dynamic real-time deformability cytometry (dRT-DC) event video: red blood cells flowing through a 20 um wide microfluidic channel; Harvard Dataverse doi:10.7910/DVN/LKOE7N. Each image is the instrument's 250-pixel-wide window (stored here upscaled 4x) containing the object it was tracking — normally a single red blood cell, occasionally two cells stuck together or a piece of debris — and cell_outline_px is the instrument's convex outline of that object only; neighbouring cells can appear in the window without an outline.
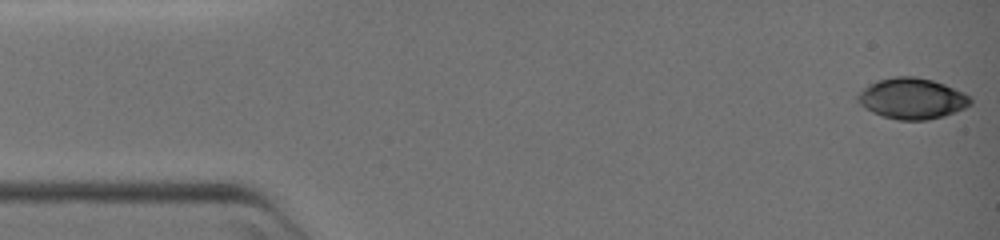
{"species": "common noctule bat (a hibernating species)", "species_latin": "Nyctalus noctula", "temperature_condition": "warm", "stored_images_in_passage": 68, "camera_frame_rate_fps": 3000, "um_per_image_px": 0.085, "animal": {"sex": "female", "body_mass_g": 19.0, "forearm_length_mm": 51.5}, "frame": {"image": 1, "passage_image": 1, "time_ms": 0.0, "image_size_px": [1000, 240], "cell_outline_px": [[972, 104], [956, 112], [944, 116], [928, 120], [900, 120], [884, 116], [872, 112], [864, 108], [856, 100], [856, 96], [868, 84], [876, 80], [896, 76], [916, 76], [932, 80], [944, 84], [964, 92], [972, 100]], "centroid_in_image_um": [77.52, 8.37], "position_along_channel_um": 7.5, "area_um2": 26.99}}
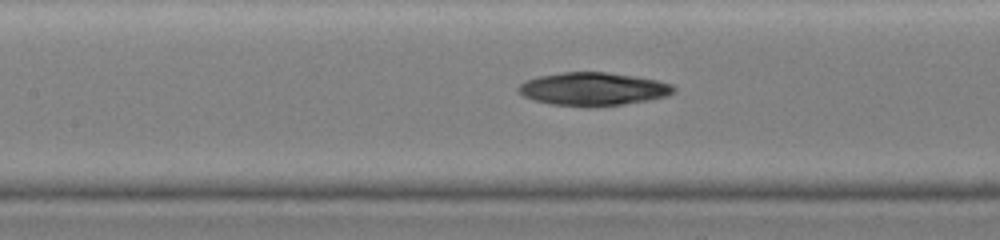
{"frame": {"image": 2, "passage_image": 30, "time_ms": 9.667, "image_size_px": [1000, 240], "cell_outline_px": [[676, 92], [668, 96], [648, 100], [624, 104], [592, 108], [588, 108], [552, 104], [532, 100], [524, 96], [516, 88], [524, 80], [540, 76], [564, 72], [604, 72], [632, 76], [656, 80], [672, 84], [676, 88]], "centroid_in_image_um": [50.42, 7.59], "position_along_channel_um": 157.0, "area_um2": 30.23}}
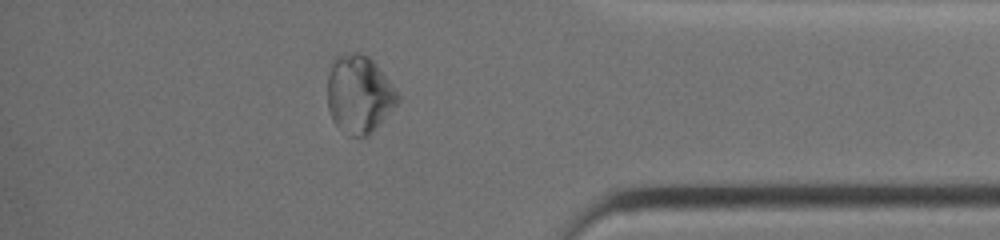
{"frame": {"image": 3, "passage_image": 58, "time_ms": 19.0, "image_size_px": [1000, 240], "cell_outline_px": [[400, 100], [372, 132], [368, 136], [348, 136], [332, 120], [328, 108], [328, 76], [332, 60], [336, 56], [356, 52], [360, 52], [368, 56], [376, 64], [400, 96]], "centroid_in_image_um": [30.5, 8.01], "position_along_channel_um": 404.7, "area_um2": 31.67}}